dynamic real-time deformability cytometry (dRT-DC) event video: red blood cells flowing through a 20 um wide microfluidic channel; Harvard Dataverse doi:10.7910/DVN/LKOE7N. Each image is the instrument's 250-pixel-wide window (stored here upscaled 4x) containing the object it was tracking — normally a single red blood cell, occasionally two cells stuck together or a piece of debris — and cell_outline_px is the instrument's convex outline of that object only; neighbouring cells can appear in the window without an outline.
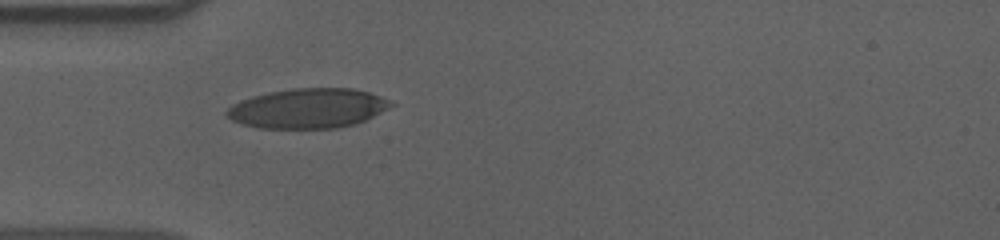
{"species": "human", "species_latin": "Homo sapiens", "temperature_condition": "cold", "stored_images_in_passage": 40, "camera_frame_rate_fps": 3000, "um_per_image_px": 0.085, "donor": {"sex": "male"}, "frame": {"image": 1, "passage_image": 1, "time_ms": 0.0, "image_size_px": [1000, 240], "cell_outline_px": [[396, 104], [364, 120], [352, 124], [336, 128], [260, 128], [244, 124], [232, 120], [224, 112], [232, 104], [240, 100], [252, 96], [268, 92], [292, 88], [352, 88], [368, 92], [392, 100]], "centroid_in_image_um": [26.17, 9.19], "position_along_channel_um": 58.8, "area_um2": 37.92}}
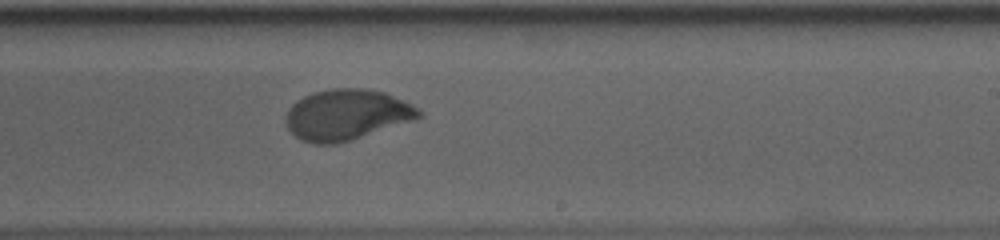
{"frame": {"image": 2, "passage_image": 18, "time_ms": 5.667, "image_size_px": [1000, 240], "cell_outline_px": [[424, 116], [352, 140], [336, 144], [312, 144], [296, 136], [288, 128], [284, 120], [292, 104], [296, 100], [304, 96], [316, 92], [332, 88], [364, 88], [384, 92], [416, 108]], "centroid_in_image_um": [29.42, 9.76], "position_along_channel_um": 259.6, "area_um2": 38.78}}
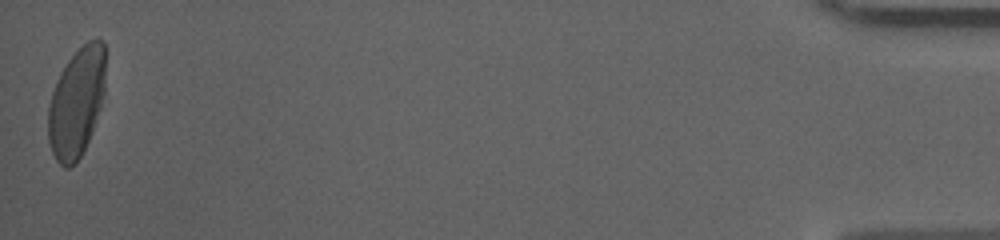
{"frame": {"image": 3, "passage_image": 40, "time_ms": 13.0, "image_size_px": [1000, 240], "cell_outline_px": [[104, 96], [92, 132], [80, 156], [68, 168], [64, 168], [56, 160], [52, 152], [48, 140], [48, 108], [52, 92], [56, 80], [60, 72], [68, 60], [88, 40], [96, 36], [104, 40]], "centroid_in_image_um": [6.5, 8.68], "position_along_channel_um": 428.7, "area_um2": 36.47}, "authors_computed_cell_mechanics": {"area_um2": 38.8416, "velocity_mm_per_s": 3.6011, "shape_relaxation_time_tau1_ms": 3.8344, "shape_relaxation_time_tau2_ms": null, "deformation_change_tau1": 0.172, "deformation_change_tau2": null}}